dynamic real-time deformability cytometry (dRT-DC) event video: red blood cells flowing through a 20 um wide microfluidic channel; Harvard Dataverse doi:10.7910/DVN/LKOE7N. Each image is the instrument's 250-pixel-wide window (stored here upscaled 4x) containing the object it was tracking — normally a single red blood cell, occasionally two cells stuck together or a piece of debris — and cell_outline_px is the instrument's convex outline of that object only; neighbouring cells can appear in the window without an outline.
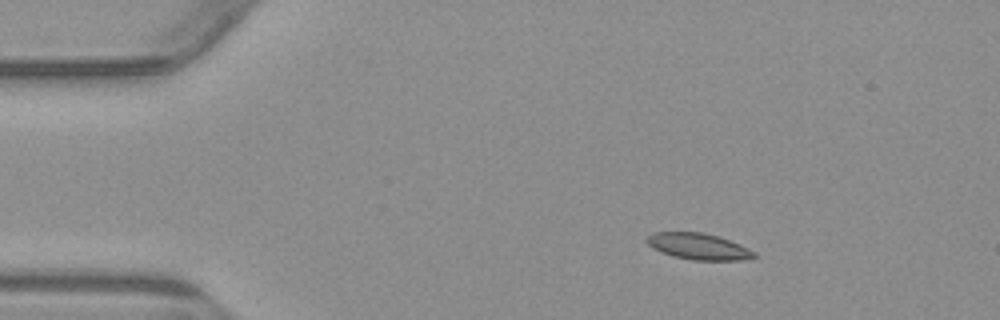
{"species": "common noctule bat (a hibernating species)", "species_latin": "Nyctalus noctula", "temperature_condition": "warm", "stored_images_in_passage": 5, "segment_of_instrument_passage": [1, 2], "camera_frame_rate_fps": 3000, "um_per_image_px": 0.085, "animal": {"sex": "male", "body_mass_g": 23.1, "forearm_length_mm": 52.7}, "frame": {"image": 1, "passage_image": 2, "time_ms": 1.333, "image_size_px": [1000, 320], "cell_outline_px": [[756, 256], [752, 260], [692, 260], [672, 256], [660, 252], [652, 248], [644, 240], [652, 232], [704, 232], [720, 236], [740, 244], [756, 252]], "centroid_in_image_um": [59.39, 20.94], "position_along_channel_um": 25.6, "area_um2": 16.82}}